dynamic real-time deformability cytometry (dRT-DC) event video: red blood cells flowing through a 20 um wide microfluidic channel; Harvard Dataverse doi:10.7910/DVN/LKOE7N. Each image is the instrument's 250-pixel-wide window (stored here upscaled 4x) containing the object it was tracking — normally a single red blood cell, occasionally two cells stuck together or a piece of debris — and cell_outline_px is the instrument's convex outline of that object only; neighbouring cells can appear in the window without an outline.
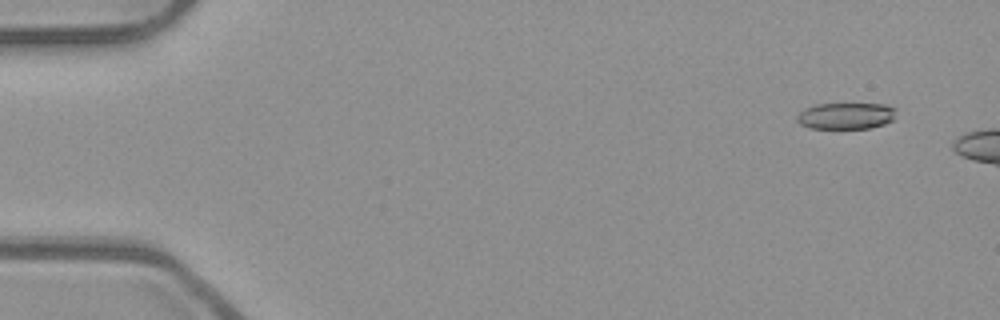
{"species": "common noctule bat (a hibernating species)", "species_latin": "Nyctalus noctula", "temperature_condition": "room temperature", "stored_images_in_passage": 9, "camera_frame_rate_fps": 3000, "um_per_image_px": 0.085, "animal": {"sex": "male", "body_mass_g": 23.1, "forearm_length_mm": 52.7}, "frame": {"image": 1, "passage_image": 4, "time_ms": 1.0, "image_size_px": [1000, 320], "cell_outline_px": [[896, 108], [892, 120], [884, 124], [872, 128], [808, 128], [800, 124], [796, 120], [796, 116], [804, 108], [816, 104], [884, 104]], "centroid_in_image_um": [71.87, 9.85], "position_along_channel_um": 13.1, "area_um2": 15.32}}